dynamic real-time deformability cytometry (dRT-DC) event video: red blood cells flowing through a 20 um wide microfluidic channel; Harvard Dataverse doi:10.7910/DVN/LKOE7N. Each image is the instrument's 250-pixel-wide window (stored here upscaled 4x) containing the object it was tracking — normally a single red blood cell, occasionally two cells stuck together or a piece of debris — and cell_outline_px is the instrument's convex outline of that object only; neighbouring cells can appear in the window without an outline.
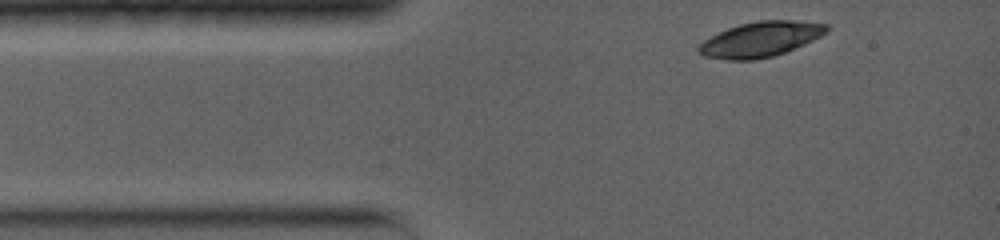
{"species": "common noctule bat (a hibernating species)", "species_latin": "Nyctalus noctula", "temperature_condition": "warm", "stored_images_in_passage": 2, "camera_frame_rate_fps": 5000, "um_per_image_px": 0.085, "animal": {"sex": "female", "body_mass_g": 19.0, "forearm_length_mm": 56.7}, "frame": {"image": 1, "passage_image": 1, "time_ms": 0.0, "image_size_px": [1000, 240], "cell_outline_px": [[828, 32], [804, 44], [784, 52], [772, 56], [752, 60], [728, 60], [704, 56], [696, 52], [696, 48], [704, 40], [728, 28], [740, 24], [756, 20], [792, 20], [828, 24]], "centroid_in_image_um": [64.62, 3.34], "position_along_channel_um": 20.4, "area_um2": 26.01}}